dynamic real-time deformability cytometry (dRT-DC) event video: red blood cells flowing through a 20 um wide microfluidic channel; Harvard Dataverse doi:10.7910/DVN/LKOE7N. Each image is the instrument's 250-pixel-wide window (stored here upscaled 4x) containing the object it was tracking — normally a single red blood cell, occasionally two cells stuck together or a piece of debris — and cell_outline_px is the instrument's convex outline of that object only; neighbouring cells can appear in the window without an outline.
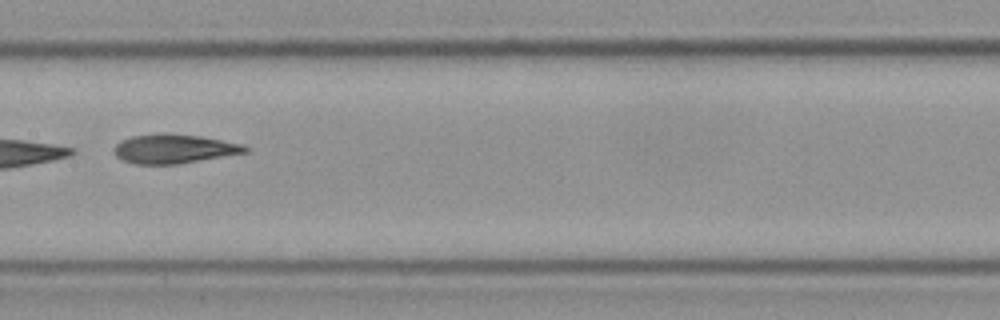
{"species": "Egyptian fruit bat (a non-hibernating species)", "species_latin": "Rousettus aegyptiacus", "temperature_condition": "cold", "stored_images_in_passage": 9, "camera_frame_rate_fps": 3000, "um_per_image_px": 0.085, "frame": {"image": 1, "passage_image": 8, "time_ms": 2.333, "image_size_px": [1000, 320], "cell_outline_px": [[248, 152], [176, 164], [136, 164], [124, 160], [116, 156], [112, 152], [112, 148], [120, 140], [132, 136], [160, 132], [200, 136], [244, 144], [248, 148]], "centroid_in_image_um": [14.74, 12.63], "position_along_channel_um": 192.7, "area_um2": 22.37}}